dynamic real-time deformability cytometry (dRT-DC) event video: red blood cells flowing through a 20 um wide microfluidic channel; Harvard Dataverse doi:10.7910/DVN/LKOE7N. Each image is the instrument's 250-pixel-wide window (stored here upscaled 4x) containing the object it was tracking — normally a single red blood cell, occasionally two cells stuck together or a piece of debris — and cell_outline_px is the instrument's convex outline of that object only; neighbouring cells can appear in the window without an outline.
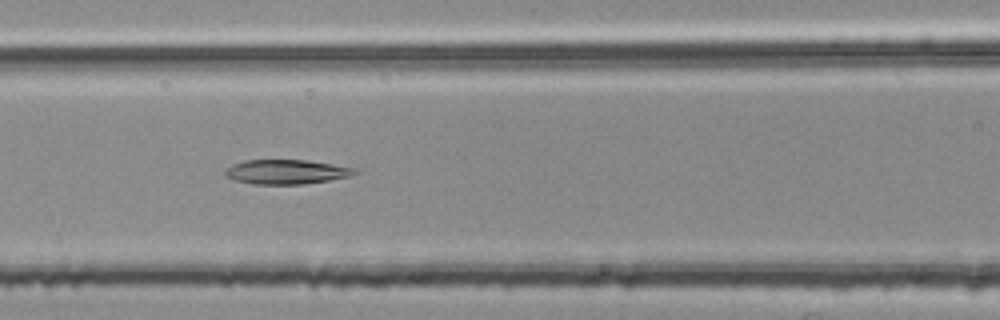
{"species": "common noctule bat (a hibernating species)", "species_latin": "Nyctalus noctula", "temperature_condition": "room temperature", "stored_images_in_passage": 55, "camera_frame_rate_fps": 3000, "um_per_image_px": 0.085, "animal": {"sex": "female", "body_mass_g": 25.1}, "frame": {"image": 1, "passage_image": 24, "time_ms": 7.667, "image_size_px": [1000, 320], "cell_outline_px": [[356, 172], [348, 176], [328, 180], [304, 184], [252, 184], [236, 180], [224, 176], [224, 172], [232, 164], [244, 160], [308, 160], [356, 168]], "centroid_in_image_um": [24.29, 14.6], "position_along_channel_um": 142.3, "area_um2": 18.32}}
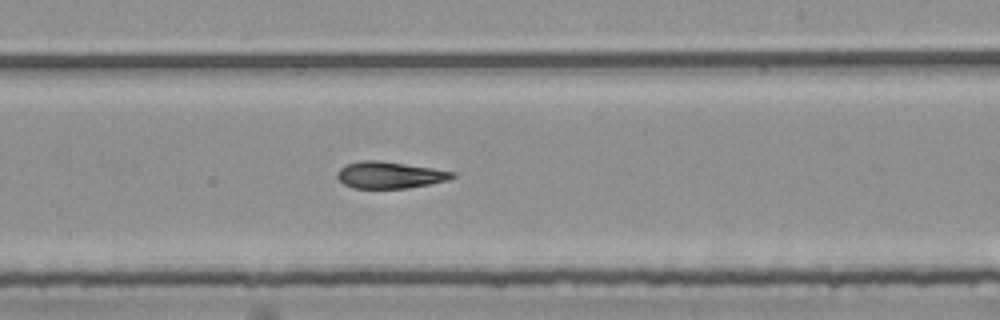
{"frame": {"image": 2, "passage_image": 33, "time_ms": 10.667, "image_size_px": [1000, 320], "cell_outline_px": [[456, 176], [448, 180], [408, 188], [352, 188], [344, 184], [336, 176], [336, 172], [344, 164], [360, 160], [380, 160], [432, 168], [456, 172]], "centroid_in_image_um": [33.09, 14.86], "position_along_channel_um": 255.9, "area_um2": 18.03}}
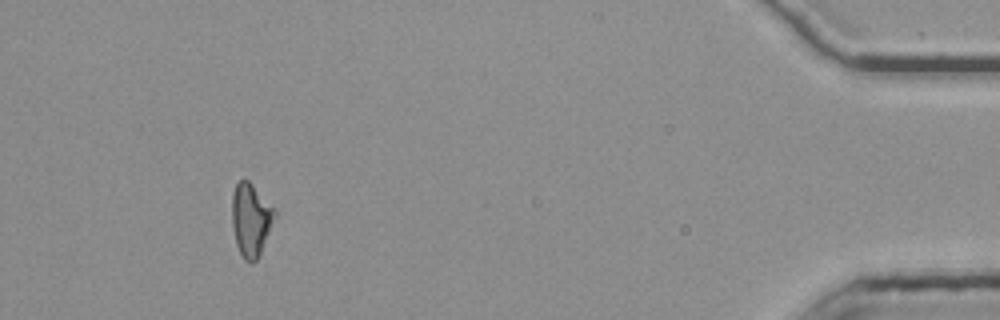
{"frame": {"image": 3, "passage_image": 51, "time_ms": 16.667, "image_size_px": [1000, 320], "cell_outline_px": [[276, 216], [260, 252], [256, 260], [252, 264], [244, 260], [236, 244], [232, 228], [232, 196], [236, 184], [240, 180], [248, 180], [276, 208]], "centroid_in_image_um": [21.32, 18.66], "position_along_channel_um": 413.9, "area_um2": 18.15}, "authors_computed_cell_mechanics": {"area_um2": 18.6116, "velocity_mm_per_s": 3.7994, "shape_relaxation_time_tau1_ms": null, "shape_relaxation_time_tau2_ms": 4.7506, "deformation_change_tau1": null, "deformation_change_tau2": 0.1364}}